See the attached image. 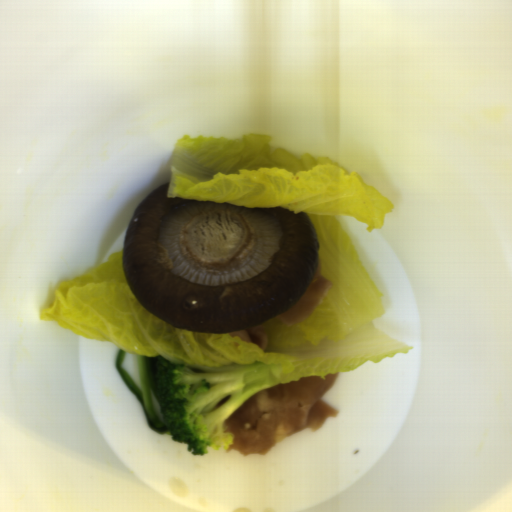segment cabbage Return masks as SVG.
Returning <instances> with one entry per match:
<instances>
[{
    "label": "cabbage",
    "mask_w": 512,
    "mask_h": 512,
    "mask_svg": "<svg viewBox=\"0 0 512 512\" xmlns=\"http://www.w3.org/2000/svg\"><path fill=\"white\" fill-rule=\"evenodd\" d=\"M168 197L229 203L247 208L284 207L305 212L320 246L318 260L332 286L311 315L285 325L262 324L265 350L228 333L175 328L142 306L123 271L124 249L75 278L59 283L41 320L75 335L110 342L143 357L161 356L175 364L204 367L278 364L279 383L300 377L351 372L380 363L413 346L376 328L385 315L383 295L366 271L339 222L346 216L383 228L394 204L359 171L330 156L296 154L274 145L273 136L238 138L185 134L170 160Z\"/></svg>",
    "instance_id": "4295e07d"
}]
</instances>
